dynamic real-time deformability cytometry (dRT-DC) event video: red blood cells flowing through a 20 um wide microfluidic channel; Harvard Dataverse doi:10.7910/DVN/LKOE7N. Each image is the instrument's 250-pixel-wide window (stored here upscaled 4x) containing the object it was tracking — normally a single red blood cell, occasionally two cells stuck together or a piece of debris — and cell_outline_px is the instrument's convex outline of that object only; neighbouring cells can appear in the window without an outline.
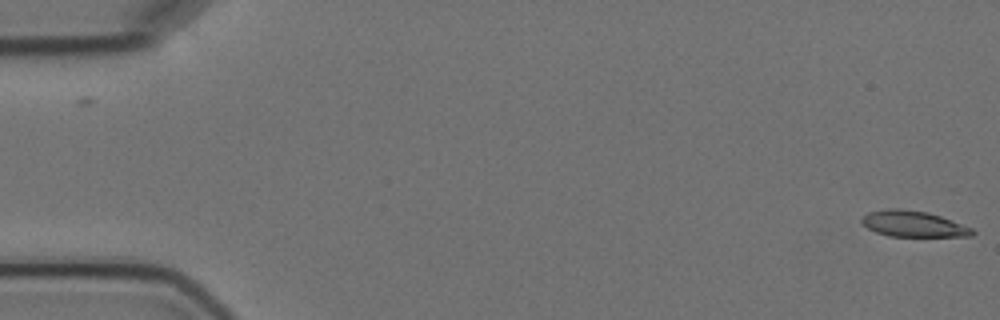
{"species": "Egyptian fruit bat (a non-hibernating species)", "species_latin": "Rousettus aegyptiacus", "temperature_condition": "cold", "stored_images_in_passage": 2, "camera_frame_rate_fps": 3000, "um_per_image_px": 0.085, "animal": {"sex": "female"}, "frame": {"image": 1, "passage_image": 2, "time_ms": 1.0, "image_size_px": [1000, 320], "cell_outline_px": [[976, 232], [972, 236], [888, 236], [876, 232], [868, 228], [860, 220], [868, 212], [888, 208], [900, 208], [928, 212], [940, 216], [972, 228]], "centroid_in_image_um": [77.62, 19.02], "position_along_channel_um": 7.4, "area_um2": 16.65}}